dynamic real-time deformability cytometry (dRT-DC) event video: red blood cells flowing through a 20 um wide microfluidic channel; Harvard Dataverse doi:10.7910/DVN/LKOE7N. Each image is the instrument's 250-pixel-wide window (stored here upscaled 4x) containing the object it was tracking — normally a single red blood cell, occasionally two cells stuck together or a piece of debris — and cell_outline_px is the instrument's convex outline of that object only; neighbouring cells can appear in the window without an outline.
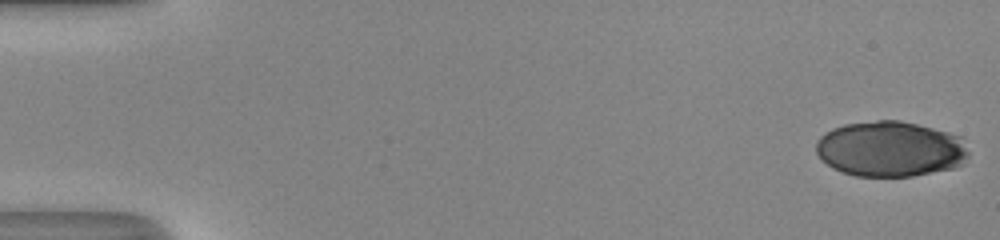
{"species": "human", "species_latin": "Homo sapiens", "temperature_condition": "room temperature", "stored_images_in_passage": 51, "camera_frame_rate_fps": 3000, "um_per_image_px": 0.085, "donor": {"sex": "male"}, "frame": {"image": 1, "passage_image": 1, "time_ms": 0.0, "image_size_px": [1000, 240], "cell_outline_px": [[968, 156], [960, 164], [952, 168], [912, 176], [856, 176], [832, 168], [816, 152], [816, 140], [824, 132], [832, 128], [844, 124], [876, 120], [900, 120], [964, 136], [968, 152]], "centroid_in_image_um": [75.68, 12.64], "position_along_channel_um": 9.3, "area_um2": 49.42}}
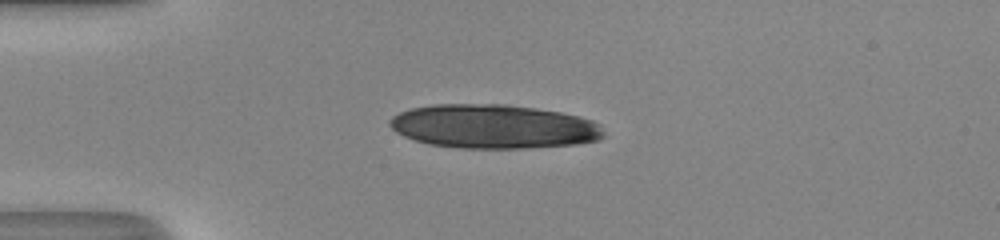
{"frame": {"image": 2, "passage_image": 14, "time_ms": 4.333, "image_size_px": [1000, 240], "cell_outline_px": [[604, 136], [600, 140], [576, 144], [524, 148], [460, 148], [428, 144], [404, 136], [396, 132], [388, 124], [388, 120], [392, 116], [400, 112], [412, 108], [432, 104], [504, 104], [536, 108], [560, 112], [580, 116], [592, 120], [600, 124], [604, 132]], "centroid_in_image_um": [41.96, 10.75], "position_along_channel_um": 43.0, "area_um2": 55.08}}
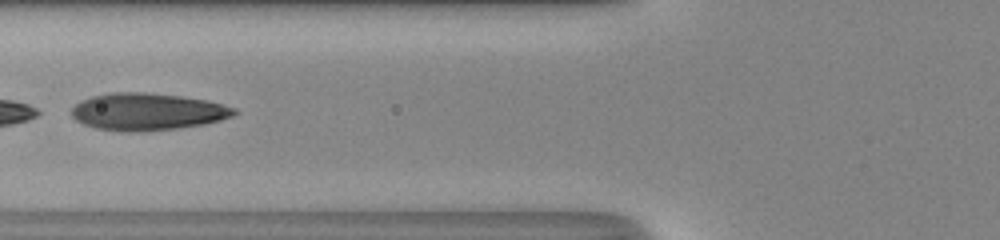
{"frame": {"image": 3, "passage_image": 22, "time_ms": 7.0, "image_size_px": [1000, 240], "cell_outline_px": [[240, 112], [232, 116], [220, 120], [204, 124], [180, 128], [136, 132], [120, 132], [96, 128], [84, 124], [76, 120], [72, 116], [72, 108], [80, 100], [92, 96], [112, 92], [144, 92], [180, 96], [204, 100], [236, 108]], "centroid_in_image_um": [12.51, 9.5], "position_along_channel_um": 113.3, "area_um2": 35.26}, "authors_computed_cell_mechanics": {"area_um2": 49.7658, "velocity_mm_per_s": 4.1343, "shape_relaxation_time_tau1_ms": 1.2653, "shape_relaxation_time_tau2_ms": 0.9557, "deformation_change_tau1": 0.3212, "deformation_change_tau2": 0.0901}}